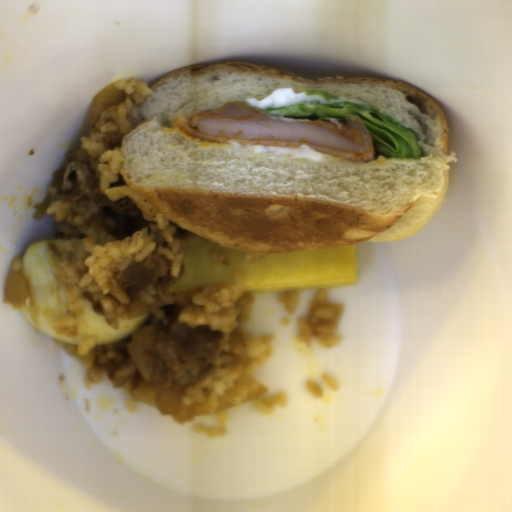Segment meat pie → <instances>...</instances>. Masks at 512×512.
Listing matches in <instances>:
<instances>
[{"instance_id":"meat-pie-1","label":"meat pie","mask_w":512,"mask_h":512,"mask_svg":"<svg viewBox=\"0 0 512 512\" xmlns=\"http://www.w3.org/2000/svg\"><path fill=\"white\" fill-rule=\"evenodd\" d=\"M178 128L202 141L300 147L333 157L371 161L373 139L358 116L345 121L276 118L256 112L244 102H229L193 118L181 116Z\"/></svg>"}]
</instances>
